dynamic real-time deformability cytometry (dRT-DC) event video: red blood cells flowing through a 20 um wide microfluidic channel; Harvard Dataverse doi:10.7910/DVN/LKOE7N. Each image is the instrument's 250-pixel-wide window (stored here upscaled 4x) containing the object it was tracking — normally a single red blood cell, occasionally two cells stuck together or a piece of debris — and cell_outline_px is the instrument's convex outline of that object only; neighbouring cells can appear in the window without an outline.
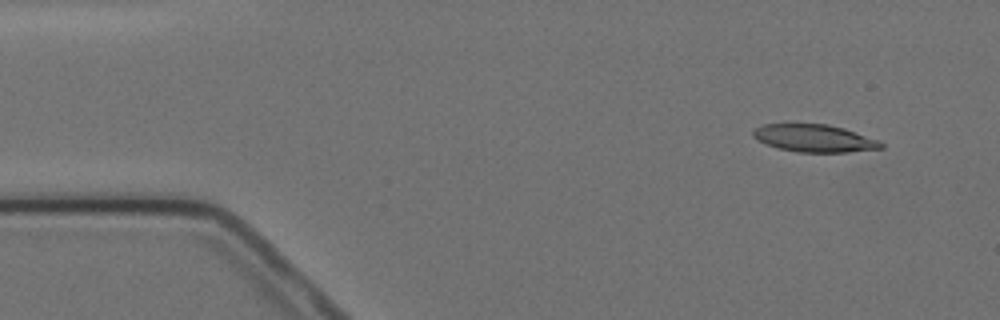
{"species": "Egyptian fruit bat (a non-hibernating species)", "species_latin": "Rousettus aegyptiacus", "temperature_condition": "cold", "stored_images_in_passage": 5, "camera_frame_rate_fps": 3000, "um_per_image_px": 0.085, "animal": {"sex": "female"}, "frame": {"image": 1, "passage_image": 2, "time_ms": 1.0, "image_size_px": [1000, 320], "cell_outline_px": [[884, 148], [848, 152], [800, 152], [780, 148], [756, 140], [752, 136], [752, 132], [756, 128], [764, 124], [828, 124], [844, 128], [880, 140], [884, 144]], "centroid_in_image_um": [69.26, 11.75], "position_along_channel_um": 15.7, "area_um2": 20.46}}